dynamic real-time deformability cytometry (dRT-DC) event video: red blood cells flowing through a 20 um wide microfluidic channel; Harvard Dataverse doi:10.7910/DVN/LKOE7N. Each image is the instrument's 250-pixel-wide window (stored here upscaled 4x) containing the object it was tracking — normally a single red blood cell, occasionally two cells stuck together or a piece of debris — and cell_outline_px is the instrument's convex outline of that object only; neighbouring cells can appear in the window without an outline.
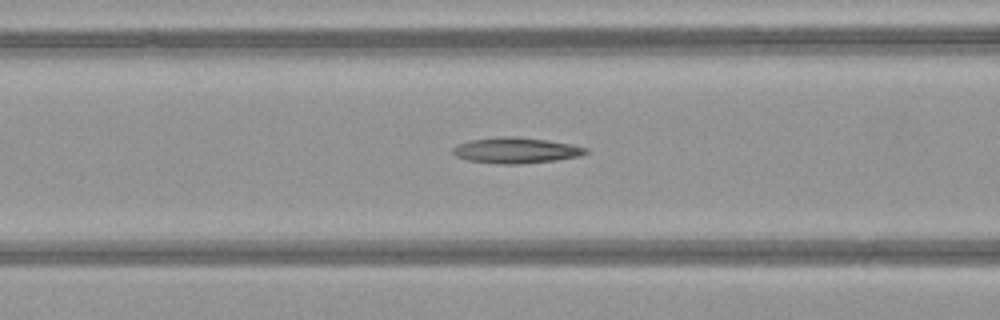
{"species": "common noctule bat (a hibernating species)", "species_latin": "Nyctalus noctula", "temperature_condition": "warm", "stored_images_in_passage": 20, "camera_frame_rate_fps": 3000, "um_per_image_px": 0.085, "animal": {"sex": "female", "body_mass_g": 21.9}, "frame": {"image": 1, "passage_image": 6, "time_ms": 1.667, "image_size_px": [1000, 320], "cell_outline_px": [[588, 152], [580, 156], [556, 160], [520, 164], [496, 164], [468, 160], [456, 156], [452, 152], [452, 148], [460, 144], [472, 140], [504, 136], [516, 136], [548, 140], [572, 144], [588, 148]], "centroid_in_image_um": [43.89, 12.78], "position_along_channel_um": 122.7, "area_um2": 19.94}}
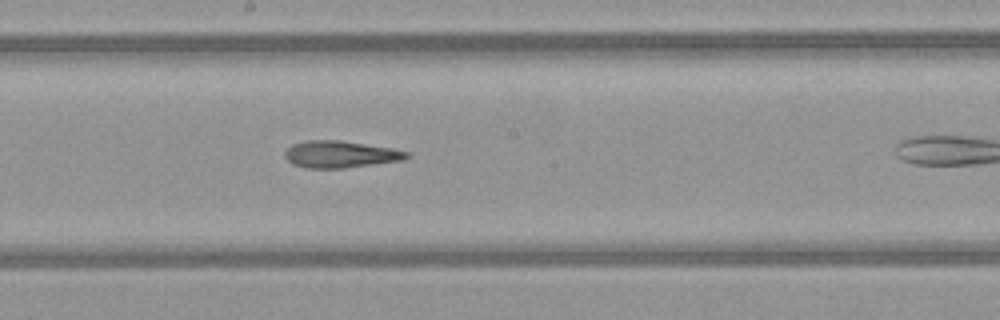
{"frame": {"image": 2, "passage_image": 13, "time_ms": 4.0, "image_size_px": [1000, 320], "cell_outline_px": [[412, 156], [404, 160], [344, 168], [304, 168], [292, 164], [284, 156], [284, 152], [292, 144], [304, 140], [340, 140], [392, 148], [412, 152]], "centroid_in_image_um": [28.96, 13.11], "position_along_channel_um": 219.2, "area_um2": 19.36}}
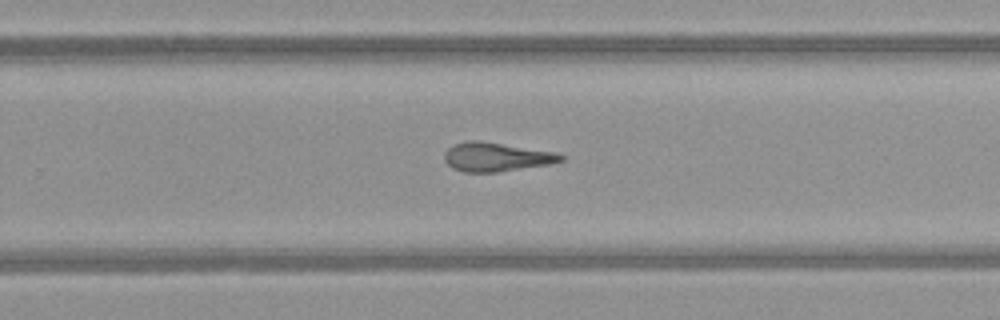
{"frame": {"image": 3, "passage_image": 18, "time_ms": 5.667, "image_size_px": [1000, 320], "cell_outline_px": [[564, 160], [548, 164], [496, 172], [464, 172], [452, 168], [444, 160], [444, 152], [452, 144], [468, 140], [480, 140], [556, 152], [564, 156]], "centroid_in_image_um": [42.14, 13.32], "position_along_channel_um": 287.7, "area_um2": 19.65}}